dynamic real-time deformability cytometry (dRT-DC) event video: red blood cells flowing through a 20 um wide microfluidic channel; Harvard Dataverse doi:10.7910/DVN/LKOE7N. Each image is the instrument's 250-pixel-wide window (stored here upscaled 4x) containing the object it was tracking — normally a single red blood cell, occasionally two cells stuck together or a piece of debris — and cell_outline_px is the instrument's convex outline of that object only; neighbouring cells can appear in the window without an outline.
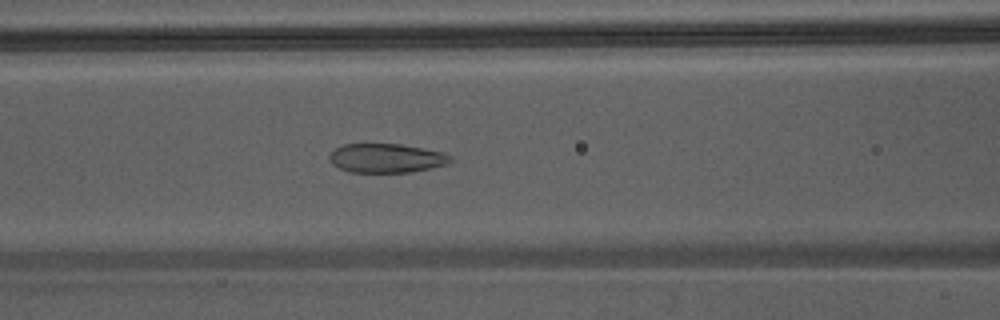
{"species": "Egyptian fruit bat (a non-hibernating species)", "species_latin": "Rousettus aegyptiacus", "temperature_condition": "warm", "stored_images_in_passage": 43, "camera_frame_rate_fps": 3000, "um_per_image_px": 0.085, "animal": {"sex": "male"}, "frame": {"image": 1, "passage_image": 17, "time_ms": 5.333, "image_size_px": [1000, 320], "cell_outline_px": [[452, 160], [444, 164], [428, 168], [408, 172], [348, 172], [332, 164], [328, 156], [336, 148], [344, 144], [400, 144], [424, 148], [444, 152], [452, 156]], "centroid_in_image_um": [32.82, 13.43], "position_along_channel_um": 133.8, "area_um2": 20.35}}
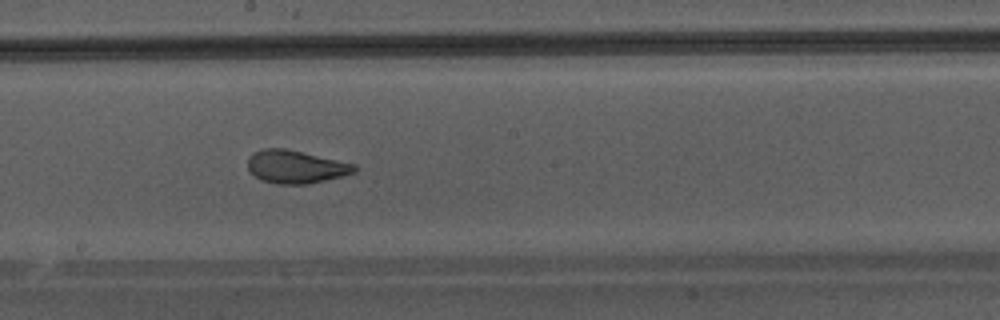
{"frame": {"image": 2, "passage_image": 23, "time_ms": 7.333, "image_size_px": [1000, 320], "cell_outline_px": [[356, 172], [308, 184], [276, 184], [264, 180], [256, 176], [248, 168], [248, 156], [252, 152], [264, 148], [288, 148], [356, 164]], "centroid_in_image_um": [25.13, 14.15], "position_along_channel_um": 223.1, "area_um2": 20.52}}
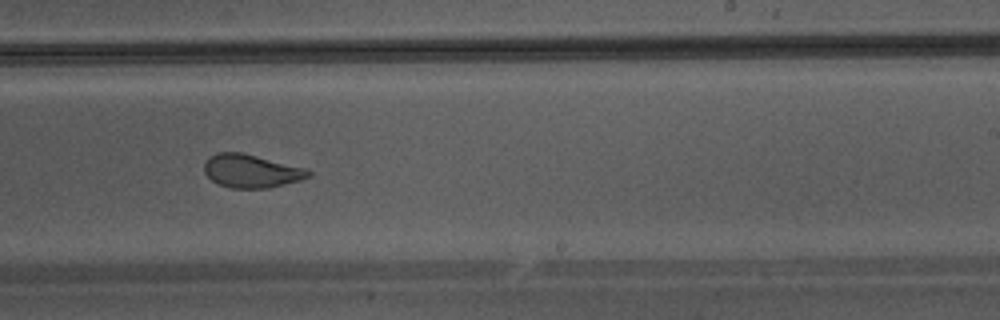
{"frame": {"image": 3, "passage_image": 26, "time_ms": 8.333, "image_size_px": [1000, 320], "cell_outline_px": [[312, 176], [300, 180], [268, 188], [232, 188], [220, 184], [212, 180], [204, 172], [204, 160], [208, 156], [216, 152], [240, 152], [304, 168], [312, 172]], "centroid_in_image_um": [21.32, 14.53], "position_along_channel_um": 267.7, "area_um2": 20.06}}